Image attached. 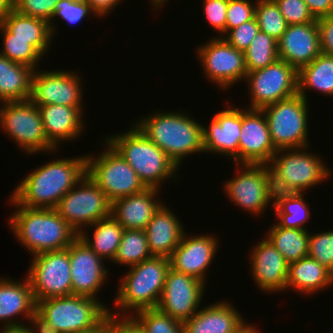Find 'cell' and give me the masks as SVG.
I'll return each instance as SVG.
<instances>
[{"label": "cell", "mask_w": 333, "mask_h": 333, "mask_svg": "<svg viewBox=\"0 0 333 333\" xmlns=\"http://www.w3.org/2000/svg\"><path fill=\"white\" fill-rule=\"evenodd\" d=\"M288 25L314 22L304 0H274Z\"/></svg>", "instance_id": "obj_45"}, {"label": "cell", "mask_w": 333, "mask_h": 333, "mask_svg": "<svg viewBox=\"0 0 333 333\" xmlns=\"http://www.w3.org/2000/svg\"><path fill=\"white\" fill-rule=\"evenodd\" d=\"M86 174V155L57 158L27 174L9 197V204L55 209L60 199Z\"/></svg>", "instance_id": "obj_1"}, {"label": "cell", "mask_w": 333, "mask_h": 333, "mask_svg": "<svg viewBox=\"0 0 333 333\" xmlns=\"http://www.w3.org/2000/svg\"><path fill=\"white\" fill-rule=\"evenodd\" d=\"M322 53L333 55V15L317 19Z\"/></svg>", "instance_id": "obj_48"}, {"label": "cell", "mask_w": 333, "mask_h": 333, "mask_svg": "<svg viewBox=\"0 0 333 333\" xmlns=\"http://www.w3.org/2000/svg\"><path fill=\"white\" fill-rule=\"evenodd\" d=\"M27 277L35 302L72 295L69 249L48 251L33 256Z\"/></svg>", "instance_id": "obj_14"}, {"label": "cell", "mask_w": 333, "mask_h": 333, "mask_svg": "<svg viewBox=\"0 0 333 333\" xmlns=\"http://www.w3.org/2000/svg\"><path fill=\"white\" fill-rule=\"evenodd\" d=\"M88 228L94 230L92 237L89 236ZM88 228L87 231L83 230L78 236L103 260L112 262L121 243L124 231L122 226L111 215L95 222Z\"/></svg>", "instance_id": "obj_33"}, {"label": "cell", "mask_w": 333, "mask_h": 333, "mask_svg": "<svg viewBox=\"0 0 333 333\" xmlns=\"http://www.w3.org/2000/svg\"><path fill=\"white\" fill-rule=\"evenodd\" d=\"M309 148L277 150L268 164L273 192L304 193L331 176L328 164L319 155L306 151Z\"/></svg>", "instance_id": "obj_6"}, {"label": "cell", "mask_w": 333, "mask_h": 333, "mask_svg": "<svg viewBox=\"0 0 333 333\" xmlns=\"http://www.w3.org/2000/svg\"><path fill=\"white\" fill-rule=\"evenodd\" d=\"M103 143L105 148L97 157L86 155V174L111 202L144 191L146 187L135 170L107 140Z\"/></svg>", "instance_id": "obj_9"}, {"label": "cell", "mask_w": 333, "mask_h": 333, "mask_svg": "<svg viewBox=\"0 0 333 333\" xmlns=\"http://www.w3.org/2000/svg\"><path fill=\"white\" fill-rule=\"evenodd\" d=\"M217 112L208 127H202L204 153L219 154L239 164L241 108L228 105ZM221 154V155H220Z\"/></svg>", "instance_id": "obj_21"}, {"label": "cell", "mask_w": 333, "mask_h": 333, "mask_svg": "<svg viewBox=\"0 0 333 333\" xmlns=\"http://www.w3.org/2000/svg\"><path fill=\"white\" fill-rule=\"evenodd\" d=\"M36 310L60 333L91 329L109 313L108 304L82 295L43 299L36 302Z\"/></svg>", "instance_id": "obj_7"}, {"label": "cell", "mask_w": 333, "mask_h": 333, "mask_svg": "<svg viewBox=\"0 0 333 333\" xmlns=\"http://www.w3.org/2000/svg\"><path fill=\"white\" fill-rule=\"evenodd\" d=\"M128 269L116 291L114 304L117 312L109 307V313L132 316L143 309L157 308L170 269L169 258L152 256Z\"/></svg>", "instance_id": "obj_5"}, {"label": "cell", "mask_w": 333, "mask_h": 333, "mask_svg": "<svg viewBox=\"0 0 333 333\" xmlns=\"http://www.w3.org/2000/svg\"><path fill=\"white\" fill-rule=\"evenodd\" d=\"M151 257L145 231L124 229L121 243L112 263L131 267Z\"/></svg>", "instance_id": "obj_36"}, {"label": "cell", "mask_w": 333, "mask_h": 333, "mask_svg": "<svg viewBox=\"0 0 333 333\" xmlns=\"http://www.w3.org/2000/svg\"><path fill=\"white\" fill-rule=\"evenodd\" d=\"M1 33L3 47L0 54L12 62L26 65L34 70L38 69L43 56L29 43V40L13 38V34L0 23V35Z\"/></svg>", "instance_id": "obj_37"}, {"label": "cell", "mask_w": 333, "mask_h": 333, "mask_svg": "<svg viewBox=\"0 0 333 333\" xmlns=\"http://www.w3.org/2000/svg\"><path fill=\"white\" fill-rule=\"evenodd\" d=\"M132 317L144 333H185L183 322L171 318L158 308L140 310Z\"/></svg>", "instance_id": "obj_40"}, {"label": "cell", "mask_w": 333, "mask_h": 333, "mask_svg": "<svg viewBox=\"0 0 333 333\" xmlns=\"http://www.w3.org/2000/svg\"><path fill=\"white\" fill-rule=\"evenodd\" d=\"M234 333H259V330L257 329V325H250L245 322Z\"/></svg>", "instance_id": "obj_55"}, {"label": "cell", "mask_w": 333, "mask_h": 333, "mask_svg": "<svg viewBox=\"0 0 333 333\" xmlns=\"http://www.w3.org/2000/svg\"><path fill=\"white\" fill-rule=\"evenodd\" d=\"M130 126L127 132L112 134L103 139L121 154L146 188L159 190L168 180L178 182L177 165L135 124Z\"/></svg>", "instance_id": "obj_4"}, {"label": "cell", "mask_w": 333, "mask_h": 333, "mask_svg": "<svg viewBox=\"0 0 333 333\" xmlns=\"http://www.w3.org/2000/svg\"><path fill=\"white\" fill-rule=\"evenodd\" d=\"M34 69L0 54V102L26 101L31 96Z\"/></svg>", "instance_id": "obj_31"}, {"label": "cell", "mask_w": 333, "mask_h": 333, "mask_svg": "<svg viewBox=\"0 0 333 333\" xmlns=\"http://www.w3.org/2000/svg\"><path fill=\"white\" fill-rule=\"evenodd\" d=\"M210 39L200 44L195 54L209 83H215L218 88H222L221 91L228 90L237 82L245 80L247 69L244 52L232 47L222 37L213 36Z\"/></svg>", "instance_id": "obj_15"}, {"label": "cell", "mask_w": 333, "mask_h": 333, "mask_svg": "<svg viewBox=\"0 0 333 333\" xmlns=\"http://www.w3.org/2000/svg\"><path fill=\"white\" fill-rule=\"evenodd\" d=\"M254 2V3H252ZM256 1L228 0L226 14V34L233 28L238 27L255 17Z\"/></svg>", "instance_id": "obj_43"}, {"label": "cell", "mask_w": 333, "mask_h": 333, "mask_svg": "<svg viewBox=\"0 0 333 333\" xmlns=\"http://www.w3.org/2000/svg\"><path fill=\"white\" fill-rule=\"evenodd\" d=\"M204 292L205 283L170 268L157 308L171 318L184 322L198 312Z\"/></svg>", "instance_id": "obj_17"}, {"label": "cell", "mask_w": 333, "mask_h": 333, "mask_svg": "<svg viewBox=\"0 0 333 333\" xmlns=\"http://www.w3.org/2000/svg\"><path fill=\"white\" fill-rule=\"evenodd\" d=\"M307 90L333 97V55L321 53L298 70V93L308 101Z\"/></svg>", "instance_id": "obj_32"}, {"label": "cell", "mask_w": 333, "mask_h": 333, "mask_svg": "<svg viewBox=\"0 0 333 333\" xmlns=\"http://www.w3.org/2000/svg\"><path fill=\"white\" fill-rule=\"evenodd\" d=\"M0 106V128L17 144L24 154L43 152L50 154L57 149L47 140L41 113L30 99L26 101L2 102Z\"/></svg>", "instance_id": "obj_8"}, {"label": "cell", "mask_w": 333, "mask_h": 333, "mask_svg": "<svg viewBox=\"0 0 333 333\" xmlns=\"http://www.w3.org/2000/svg\"><path fill=\"white\" fill-rule=\"evenodd\" d=\"M250 99L248 109H262L298 93V69L278 59L265 68L247 72L244 80Z\"/></svg>", "instance_id": "obj_13"}, {"label": "cell", "mask_w": 333, "mask_h": 333, "mask_svg": "<svg viewBox=\"0 0 333 333\" xmlns=\"http://www.w3.org/2000/svg\"><path fill=\"white\" fill-rule=\"evenodd\" d=\"M38 108L47 140L58 151L60 143L74 141L85 131L84 112L78 107L51 104Z\"/></svg>", "instance_id": "obj_26"}, {"label": "cell", "mask_w": 333, "mask_h": 333, "mask_svg": "<svg viewBox=\"0 0 333 333\" xmlns=\"http://www.w3.org/2000/svg\"><path fill=\"white\" fill-rule=\"evenodd\" d=\"M250 271L257 288L268 294L285 291L288 263L265 237L251 248Z\"/></svg>", "instance_id": "obj_22"}, {"label": "cell", "mask_w": 333, "mask_h": 333, "mask_svg": "<svg viewBox=\"0 0 333 333\" xmlns=\"http://www.w3.org/2000/svg\"><path fill=\"white\" fill-rule=\"evenodd\" d=\"M25 322L27 323L25 329L28 333H60L58 330L54 329L45 317H43L37 310L33 312L31 317L28 319V322Z\"/></svg>", "instance_id": "obj_50"}, {"label": "cell", "mask_w": 333, "mask_h": 333, "mask_svg": "<svg viewBox=\"0 0 333 333\" xmlns=\"http://www.w3.org/2000/svg\"><path fill=\"white\" fill-rule=\"evenodd\" d=\"M265 236L290 264L308 256L309 231L280 227L277 223L269 227Z\"/></svg>", "instance_id": "obj_35"}, {"label": "cell", "mask_w": 333, "mask_h": 333, "mask_svg": "<svg viewBox=\"0 0 333 333\" xmlns=\"http://www.w3.org/2000/svg\"><path fill=\"white\" fill-rule=\"evenodd\" d=\"M111 333H144L132 316H118L110 313Z\"/></svg>", "instance_id": "obj_49"}, {"label": "cell", "mask_w": 333, "mask_h": 333, "mask_svg": "<svg viewBox=\"0 0 333 333\" xmlns=\"http://www.w3.org/2000/svg\"><path fill=\"white\" fill-rule=\"evenodd\" d=\"M79 333H111L110 331V313L98 323L95 327Z\"/></svg>", "instance_id": "obj_53"}, {"label": "cell", "mask_w": 333, "mask_h": 333, "mask_svg": "<svg viewBox=\"0 0 333 333\" xmlns=\"http://www.w3.org/2000/svg\"><path fill=\"white\" fill-rule=\"evenodd\" d=\"M308 103L297 93L261 109L276 150L310 146Z\"/></svg>", "instance_id": "obj_10"}, {"label": "cell", "mask_w": 333, "mask_h": 333, "mask_svg": "<svg viewBox=\"0 0 333 333\" xmlns=\"http://www.w3.org/2000/svg\"><path fill=\"white\" fill-rule=\"evenodd\" d=\"M244 56L247 72L265 68L279 59L277 40L259 30Z\"/></svg>", "instance_id": "obj_38"}, {"label": "cell", "mask_w": 333, "mask_h": 333, "mask_svg": "<svg viewBox=\"0 0 333 333\" xmlns=\"http://www.w3.org/2000/svg\"><path fill=\"white\" fill-rule=\"evenodd\" d=\"M186 234L184 232L181 242L169 257L170 268L206 284V273L218 252L220 240L212 234Z\"/></svg>", "instance_id": "obj_19"}, {"label": "cell", "mask_w": 333, "mask_h": 333, "mask_svg": "<svg viewBox=\"0 0 333 333\" xmlns=\"http://www.w3.org/2000/svg\"><path fill=\"white\" fill-rule=\"evenodd\" d=\"M151 6L154 8L153 10H159V8H163L162 6L167 3V0H150Z\"/></svg>", "instance_id": "obj_56"}, {"label": "cell", "mask_w": 333, "mask_h": 333, "mask_svg": "<svg viewBox=\"0 0 333 333\" xmlns=\"http://www.w3.org/2000/svg\"><path fill=\"white\" fill-rule=\"evenodd\" d=\"M310 13L317 20L333 15V0H304Z\"/></svg>", "instance_id": "obj_51"}, {"label": "cell", "mask_w": 333, "mask_h": 333, "mask_svg": "<svg viewBox=\"0 0 333 333\" xmlns=\"http://www.w3.org/2000/svg\"><path fill=\"white\" fill-rule=\"evenodd\" d=\"M333 285V273L315 259L307 256L288 264L286 290L313 295Z\"/></svg>", "instance_id": "obj_29"}, {"label": "cell", "mask_w": 333, "mask_h": 333, "mask_svg": "<svg viewBox=\"0 0 333 333\" xmlns=\"http://www.w3.org/2000/svg\"><path fill=\"white\" fill-rule=\"evenodd\" d=\"M80 77L75 70L36 69L32 76L30 100L37 106L64 105L78 107L84 112L83 82Z\"/></svg>", "instance_id": "obj_16"}, {"label": "cell", "mask_w": 333, "mask_h": 333, "mask_svg": "<svg viewBox=\"0 0 333 333\" xmlns=\"http://www.w3.org/2000/svg\"><path fill=\"white\" fill-rule=\"evenodd\" d=\"M90 14L94 15L89 4L84 0H59L55 5L54 15L49 22L53 38L55 37V31L57 30L53 21L55 18L59 17L61 20L67 22L66 24L75 25L79 24V22L84 20V18Z\"/></svg>", "instance_id": "obj_41"}, {"label": "cell", "mask_w": 333, "mask_h": 333, "mask_svg": "<svg viewBox=\"0 0 333 333\" xmlns=\"http://www.w3.org/2000/svg\"><path fill=\"white\" fill-rule=\"evenodd\" d=\"M303 195L297 192H274L272 209L280 227L308 230L305 223L310 220L311 214Z\"/></svg>", "instance_id": "obj_34"}, {"label": "cell", "mask_w": 333, "mask_h": 333, "mask_svg": "<svg viewBox=\"0 0 333 333\" xmlns=\"http://www.w3.org/2000/svg\"><path fill=\"white\" fill-rule=\"evenodd\" d=\"M236 177L228 179L224 186L227 198L237 207L246 210L251 215H262L268 205L273 206L274 192L268 165L235 164ZM239 167V168H238Z\"/></svg>", "instance_id": "obj_12"}, {"label": "cell", "mask_w": 333, "mask_h": 333, "mask_svg": "<svg viewBox=\"0 0 333 333\" xmlns=\"http://www.w3.org/2000/svg\"><path fill=\"white\" fill-rule=\"evenodd\" d=\"M35 310L36 302L27 276L23 281L0 278V321L4 322L2 330L25 328L26 323L20 322L18 317L21 315L28 321Z\"/></svg>", "instance_id": "obj_24"}, {"label": "cell", "mask_w": 333, "mask_h": 333, "mask_svg": "<svg viewBox=\"0 0 333 333\" xmlns=\"http://www.w3.org/2000/svg\"><path fill=\"white\" fill-rule=\"evenodd\" d=\"M0 23L13 34V38L29 40L42 56L48 53L53 36L47 21L19 14L13 9L0 19Z\"/></svg>", "instance_id": "obj_30"}, {"label": "cell", "mask_w": 333, "mask_h": 333, "mask_svg": "<svg viewBox=\"0 0 333 333\" xmlns=\"http://www.w3.org/2000/svg\"><path fill=\"white\" fill-rule=\"evenodd\" d=\"M14 9V0H0V19Z\"/></svg>", "instance_id": "obj_54"}, {"label": "cell", "mask_w": 333, "mask_h": 333, "mask_svg": "<svg viewBox=\"0 0 333 333\" xmlns=\"http://www.w3.org/2000/svg\"><path fill=\"white\" fill-rule=\"evenodd\" d=\"M0 333H28L25 328L12 329V330H0Z\"/></svg>", "instance_id": "obj_57"}, {"label": "cell", "mask_w": 333, "mask_h": 333, "mask_svg": "<svg viewBox=\"0 0 333 333\" xmlns=\"http://www.w3.org/2000/svg\"><path fill=\"white\" fill-rule=\"evenodd\" d=\"M147 116V117H146ZM142 116L134 123L154 144H156L180 169L189 155L204 153L200 122L187 112H162Z\"/></svg>", "instance_id": "obj_3"}, {"label": "cell", "mask_w": 333, "mask_h": 333, "mask_svg": "<svg viewBox=\"0 0 333 333\" xmlns=\"http://www.w3.org/2000/svg\"><path fill=\"white\" fill-rule=\"evenodd\" d=\"M240 131L239 164L268 165L277 150L272 144L263 111L241 108Z\"/></svg>", "instance_id": "obj_20"}, {"label": "cell", "mask_w": 333, "mask_h": 333, "mask_svg": "<svg viewBox=\"0 0 333 333\" xmlns=\"http://www.w3.org/2000/svg\"><path fill=\"white\" fill-rule=\"evenodd\" d=\"M183 227L177 215L163 203L144 230L152 256L169 258L186 232Z\"/></svg>", "instance_id": "obj_28"}, {"label": "cell", "mask_w": 333, "mask_h": 333, "mask_svg": "<svg viewBox=\"0 0 333 333\" xmlns=\"http://www.w3.org/2000/svg\"><path fill=\"white\" fill-rule=\"evenodd\" d=\"M59 0H14V10L19 14L40 18L48 23L54 15Z\"/></svg>", "instance_id": "obj_44"}, {"label": "cell", "mask_w": 333, "mask_h": 333, "mask_svg": "<svg viewBox=\"0 0 333 333\" xmlns=\"http://www.w3.org/2000/svg\"><path fill=\"white\" fill-rule=\"evenodd\" d=\"M159 191L146 188L138 194L114 200L111 207L112 217L123 229L145 230L155 212L165 203L159 200Z\"/></svg>", "instance_id": "obj_25"}, {"label": "cell", "mask_w": 333, "mask_h": 333, "mask_svg": "<svg viewBox=\"0 0 333 333\" xmlns=\"http://www.w3.org/2000/svg\"><path fill=\"white\" fill-rule=\"evenodd\" d=\"M111 207L112 202L105 192L85 174L60 199L55 210L79 235L95 222L111 216Z\"/></svg>", "instance_id": "obj_11"}, {"label": "cell", "mask_w": 333, "mask_h": 333, "mask_svg": "<svg viewBox=\"0 0 333 333\" xmlns=\"http://www.w3.org/2000/svg\"><path fill=\"white\" fill-rule=\"evenodd\" d=\"M89 4L92 12L98 18H105L109 13L114 10L117 5L122 2L121 0H84Z\"/></svg>", "instance_id": "obj_52"}, {"label": "cell", "mask_w": 333, "mask_h": 333, "mask_svg": "<svg viewBox=\"0 0 333 333\" xmlns=\"http://www.w3.org/2000/svg\"><path fill=\"white\" fill-rule=\"evenodd\" d=\"M72 295L98 299L109 276L104 261L79 236L68 246ZM108 275V276H107ZM106 281V282H105Z\"/></svg>", "instance_id": "obj_18"}, {"label": "cell", "mask_w": 333, "mask_h": 333, "mask_svg": "<svg viewBox=\"0 0 333 333\" xmlns=\"http://www.w3.org/2000/svg\"><path fill=\"white\" fill-rule=\"evenodd\" d=\"M277 51L280 60L298 70L311 63L322 53L317 20L288 25L286 31L277 40Z\"/></svg>", "instance_id": "obj_23"}, {"label": "cell", "mask_w": 333, "mask_h": 333, "mask_svg": "<svg viewBox=\"0 0 333 333\" xmlns=\"http://www.w3.org/2000/svg\"><path fill=\"white\" fill-rule=\"evenodd\" d=\"M11 207L16 209L8 218L9 229L31 256L67 249L78 237L55 209Z\"/></svg>", "instance_id": "obj_2"}, {"label": "cell", "mask_w": 333, "mask_h": 333, "mask_svg": "<svg viewBox=\"0 0 333 333\" xmlns=\"http://www.w3.org/2000/svg\"><path fill=\"white\" fill-rule=\"evenodd\" d=\"M203 2V12L207 22L215 31H218L216 33L222 34L217 37L223 38L226 35L228 0H203Z\"/></svg>", "instance_id": "obj_47"}, {"label": "cell", "mask_w": 333, "mask_h": 333, "mask_svg": "<svg viewBox=\"0 0 333 333\" xmlns=\"http://www.w3.org/2000/svg\"><path fill=\"white\" fill-rule=\"evenodd\" d=\"M321 232L312 234L309 232L308 256L333 273V229Z\"/></svg>", "instance_id": "obj_42"}, {"label": "cell", "mask_w": 333, "mask_h": 333, "mask_svg": "<svg viewBox=\"0 0 333 333\" xmlns=\"http://www.w3.org/2000/svg\"><path fill=\"white\" fill-rule=\"evenodd\" d=\"M259 32L255 17L231 29L223 38L235 49L244 52Z\"/></svg>", "instance_id": "obj_46"}, {"label": "cell", "mask_w": 333, "mask_h": 333, "mask_svg": "<svg viewBox=\"0 0 333 333\" xmlns=\"http://www.w3.org/2000/svg\"><path fill=\"white\" fill-rule=\"evenodd\" d=\"M226 299L199 308L183 322L185 333H234L244 323V317Z\"/></svg>", "instance_id": "obj_27"}, {"label": "cell", "mask_w": 333, "mask_h": 333, "mask_svg": "<svg viewBox=\"0 0 333 333\" xmlns=\"http://www.w3.org/2000/svg\"><path fill=\"white\" fill-rule=\"evenodd\" d=\"M255 19L259 30L278 40L287 29V22L274 0H256Z\"/></svg>", "instance_id": "obj_39"}]
</instances>
